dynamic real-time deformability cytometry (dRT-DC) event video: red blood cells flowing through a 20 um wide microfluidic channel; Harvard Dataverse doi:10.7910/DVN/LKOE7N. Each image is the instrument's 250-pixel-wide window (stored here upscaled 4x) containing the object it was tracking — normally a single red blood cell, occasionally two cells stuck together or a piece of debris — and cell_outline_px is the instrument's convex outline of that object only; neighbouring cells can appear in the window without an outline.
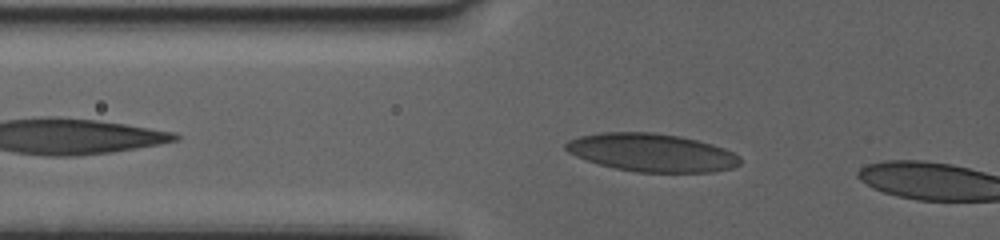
{"species": "human", "species_latin": "Homo sapiens", "temperature_condition": "warm", "stored_images_in_passage": 40, "camera_frame_rate_fps": 3000, "um_per_image_px": 0.085, "donor": {"sex": "female"}, "frame": {"image": 1, "passage_image": 5, "time_ms": 1.333, "image_size_px": [1000, 240], "cell_outline_px": [[740, 164], [732, 168], [712, 172], [636, 172], [616, 168], [600, 164], [576, 156], [568, 152], [564, 148], [564, 144], [568, 140], [580, 136], [600, 132], [656, 132], [680, 136], [712, 144], [724, 148], [740, 156]], "centroid_in_image_um": [55.39, 12.96], "position_along_channel_um": 70.4, "area_um2": 38.67}}
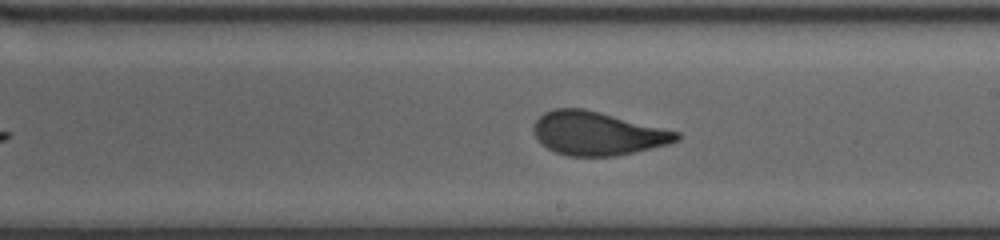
{"frame": {"image": 2, "passage_image": 21, "time_ms": 6.667, "image_size_px": [1000, 240], "cell_outline_px": [[680, 140], [668, 144], [616, 156], [568, 156], [556, 152], [548, 148], [532, 132], [532, 124], [544, 112], [556, 108], [584, 108], [680, 132]], "centroid_in_image_um": [50.78, 11.33], "position_along_channel_um": 238.2, "area_um2": 36.13}}
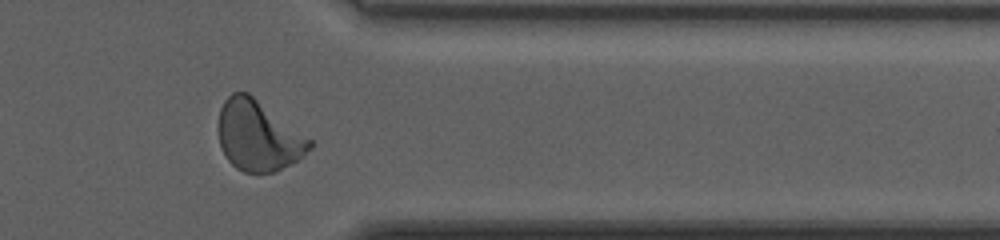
{"frame": {"image": 3, "passage_image": 35, "time_ms": 11.333, "image_size_px": [1000, 240], "cell_outline_px": [[312, 148], [304, 156], [276, 172], [244, 172], [236, 168], [228, 160], [220, 144], [216, 128], [220, 108], [224, 100], [232, 92], [248, 92], [312, 140]], "centroid_in_image_um": [21.93, 11.53], "position_along_channel_um": 389.5, "area_um2": 37.51}}